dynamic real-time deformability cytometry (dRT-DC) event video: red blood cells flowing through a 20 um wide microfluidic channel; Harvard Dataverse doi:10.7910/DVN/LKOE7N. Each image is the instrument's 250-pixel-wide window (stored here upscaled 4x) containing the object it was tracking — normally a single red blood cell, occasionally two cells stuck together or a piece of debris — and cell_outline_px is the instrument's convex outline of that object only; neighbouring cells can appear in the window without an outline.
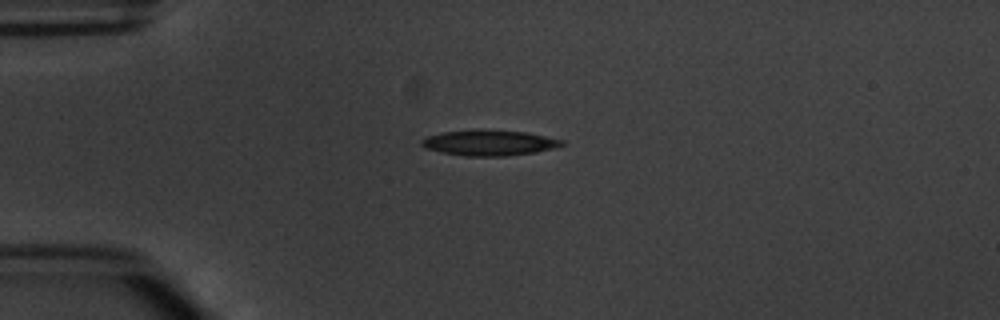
{"species": "common noctule bat (a hibernating species)", "species_latin": "Nyctalus noctula", "temperature_condition": "warm", "stored_images_in_passage": 5, "camera_frame_rate_fps": 3000, "um_per_image_px": 0.085, "animal": {"sex": "male", "body_mass_g": 20.1, "forearm_length_mm": 53.5}, "frame": {"image": 1, "passage_image": 1, "time_ms": 0.0, "image_size_px": [1000, 320], "cell_outline_px": [[564, 144], [556, 148], [536, 152], [508, 156], [464, 156], [424, 148], [420, 144], [420, 140], [428, 136], [444, 132], [528, 132], [564, 140]], "centroid_in_image_um": [41.64, 12.18], "position_along_channel_um": 43.4, "area_um2": 20.06}}
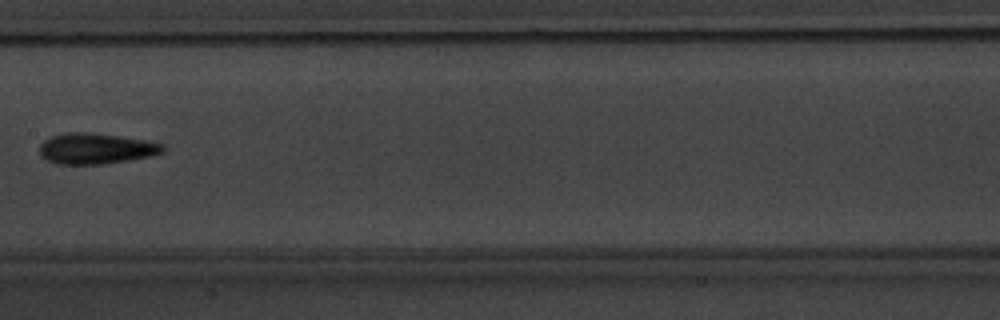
{"frame": {"image": 2, "passage_image": 5, "time_ms": 4.667, "image_size_px": [1000, 320], "cell_outline_px": [[168, 148], [164, 152], [152, 156], [104, 164], [56, 164], [40, 156], [40, 144], [44, 140], [52, 136], [64, 132], [84, 132], [116, 136], [144, 140], [164, 144]], "centroid_in_image_um": [8.16, 12.63], "position_along_channel_um": 199.2, "area_um2": 22.14}}